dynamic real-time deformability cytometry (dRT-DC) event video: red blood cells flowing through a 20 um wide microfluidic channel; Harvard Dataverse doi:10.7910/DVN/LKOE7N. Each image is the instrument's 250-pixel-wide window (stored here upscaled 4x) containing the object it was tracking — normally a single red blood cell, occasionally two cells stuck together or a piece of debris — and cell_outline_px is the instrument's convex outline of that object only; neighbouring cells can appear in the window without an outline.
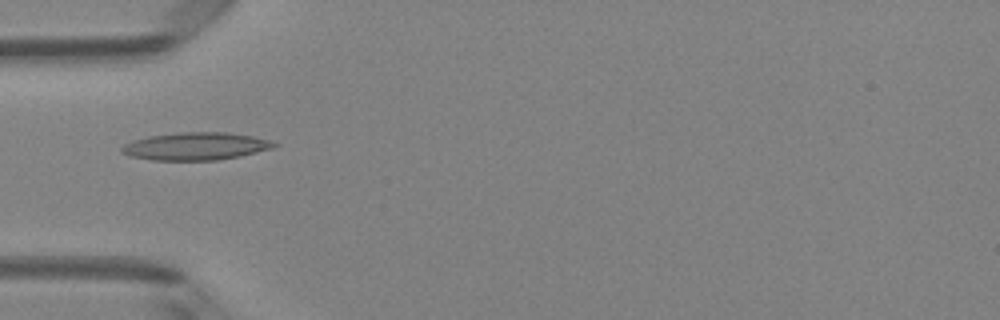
{"species": "Egyptian fruit bat (a non-hibernating species)", "species_latin": "Rousettus aegyptiacus", "temperature_condition": "room temperature", "stored_images_in_passage": 4, "camera_frame_rate_fps": 3000, "um_per_image_px": 0.085, "animal": {"sex": "female"}, "frame": {"image": 1, "passage_image": 4, "time_ms": 1.0, "image_size_px": [1000, 320], "cell_outline_px": [[280, 144], [276, 148], [240, 156], [216, 160], [152, 160], [132, 156], [120, 152], [120, 148], [124, 144], [132, 140], [148, 136], [180, 132], [224, 132], [252, 136], [272, 140]], "centroid_in_image_um": [16.68, 12.43], "position_along_channel_um": 68.3, "area_um2": 24.74}}